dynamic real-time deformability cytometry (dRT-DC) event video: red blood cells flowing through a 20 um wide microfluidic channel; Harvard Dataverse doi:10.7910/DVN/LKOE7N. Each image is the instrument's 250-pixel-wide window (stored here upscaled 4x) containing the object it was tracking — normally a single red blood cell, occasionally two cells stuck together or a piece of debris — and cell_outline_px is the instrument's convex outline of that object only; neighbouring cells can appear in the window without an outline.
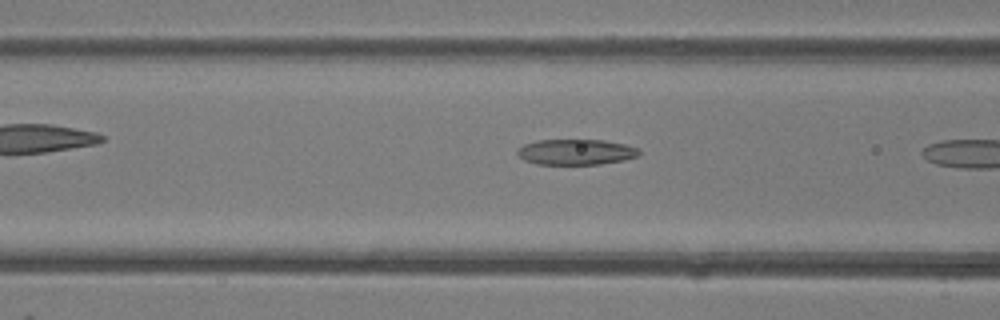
{"species": "common noctule bat (a hibernating species)", "species_latin": "Nyctalus noctula", "temperature_condition": "room temperature", "stored_images_in_passage": 7, "camera_frame_rate_fps": 3000, "um_per_image_px": 0.085, "animal": {"sex": "female"}, "frame": {"image": 1, "passage_image": 6, "time_ms": 1.667, "image_size_px": [1000, 320], "cell_outline_px": [[640, 152], [636, 156], [624, 160], [600, 164], [536, 164], [524, 160], [516, 152], [524, 144], [536, 140], [604, 140], [624, 144], [640, 148]], "centroid_in_image_um": [48.96, 12.91], "position_along_channel_um": 117.6, "area_um2": 18.09}}